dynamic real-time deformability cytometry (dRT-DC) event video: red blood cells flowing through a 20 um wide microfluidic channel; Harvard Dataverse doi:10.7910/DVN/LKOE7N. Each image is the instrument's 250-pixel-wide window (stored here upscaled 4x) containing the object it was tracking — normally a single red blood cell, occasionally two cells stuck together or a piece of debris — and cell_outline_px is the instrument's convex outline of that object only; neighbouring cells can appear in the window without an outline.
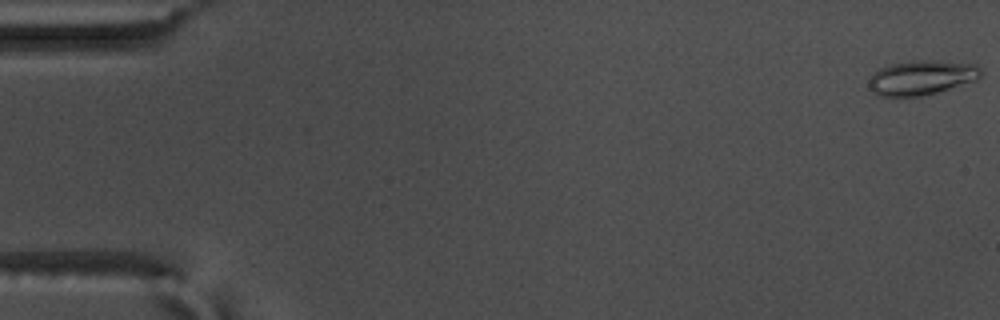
{"species": "common noctule bat (a hibernating species)", "species_latin": "Nyctalus noctula", "temperature_condition": "warm", "stored_images_in_passage": 56, "camera_frame_rate_fps": 3000, "um_per_image_px": 0.085, "animal": {"sex": "male", "body_mass_g": 17.5, "forearm_length_mm": 52.3}, "frame": {"image": 1, "passage_image": 1, "time_ms": 0.0, "image_size_px": [1000, 320], "cell_outline_px": [[980, 76], [976, 80], [924, 96], [880, 96], [872, 92], [868, 88], [868, 80], [880, 68], [888, 64], [920, 60], [932, 60], [976, 64], [980, 68]], "centroid_in_image_um": [78.3, 6.6], "position_along_channel_um": 6.7, "area_um2": 22.48}}
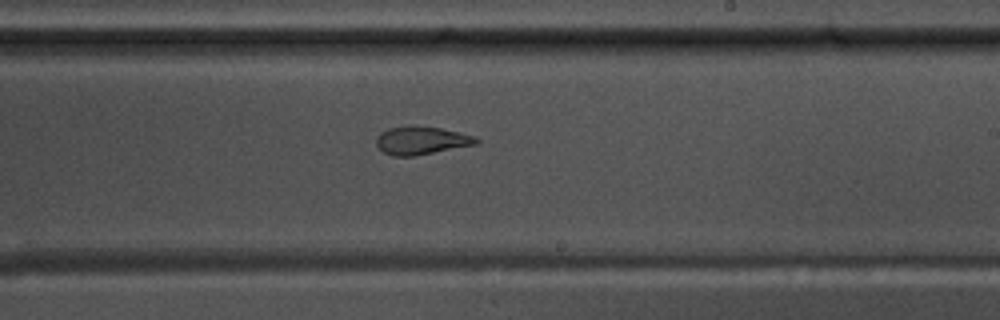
{"frame": {"image": 2, "passage_image": 34, "time_ms": 11.0, "image_size_px": [1000, 320], "cell_outline_px": [[480, 140], [476, 144], [416, 156], [392, 156], [384, 152], [376, 144], [376, 136], [380, 132], [388, 128], [412, 124], [416, 124], [440, 128], [476, 136]], "centroid_in_image_um": [35.79, 11.92], "position_along_channel_um": 253.2, "area_um2": 16.65}}
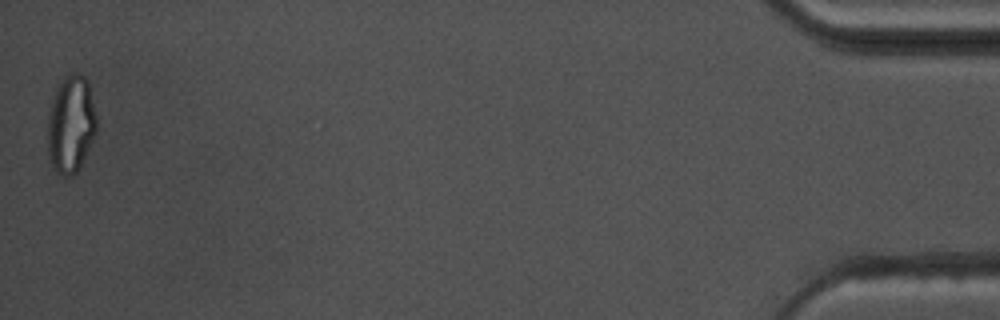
{"frame": {"image": 3, "passage_image": 56, "time_ms": 18.333, "image_size_px": [1000, 320], "cell_outline_px": [[96, 136], [76, 172], [72, 176], [64, 176], [56, 172], [52, 164], [48, 152], [48, 116], [52, 100], [56, 88], [72, 72], [76, 72], [84, 76], [88, 80], [96, 116]], "centroid_in_image_um": [6.04, 10.57], "position_along_channel_um": 429.2, "area_um2": 27.57}, "authors_computed_cell_mechanics": {"area_um2": 19.2763, "velocity_mm_per_s": 3.6746, "shape_relaxation_time_tau1_ms": null, "shape_relaxation_time_tau2_ms": 1.7758, "deformation_change_tau1": null, "deformation_change_tau2": 0.0809}}